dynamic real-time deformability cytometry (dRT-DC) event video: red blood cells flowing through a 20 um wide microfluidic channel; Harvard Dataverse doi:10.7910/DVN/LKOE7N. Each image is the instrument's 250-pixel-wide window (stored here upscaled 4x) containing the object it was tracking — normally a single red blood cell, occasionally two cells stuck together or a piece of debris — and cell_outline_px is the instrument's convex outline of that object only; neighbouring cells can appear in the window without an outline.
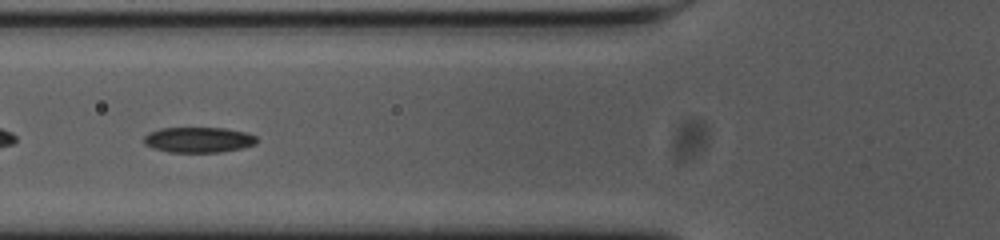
{"species": "common noctule bat (a hibernating species)", "species_latin": "Nyctalus noctula", "temperature_condition": "cold", "stored_images_in_passage": 40, "camera_frame_rate_fps": 3000, "um_per_image_px": 0.085, "animal": {"sex": "female", "body_mass_g": 23.0, "forearm_length_mm": 53.4}, "frame": {"image": 1, "passage_image": 5, "time_ms": 1.333, "image_size_px": [1000, 240], "cell_outline_px": [[256, 144], [240, 148], [220, 152], [168, 152], [144, 144], [144, 136], [148, 132], [160, 128], [224, 128], [244, 132], [256, 136]], "centroid_in_image_um": [16.85, 11.88], "position_along_channel_um": 109.0, "area_um2": 16.59}}
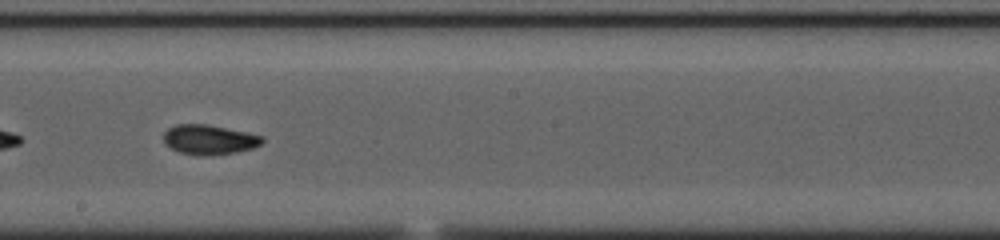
{"frame": {"image": 2, "passage_image": 15, "time_ms": 4.667, "image_size_px": [1000, 240], "cell_outline_px": [[264, 140], [260, 144], [252, 148], [236, 152], [180, 152], [172, 148], [164, 140], [164, 132], [168, 128], [176, 124], [208, 124], [264, 136]], "centroid_in_image_um": [17.81, 11.8], "position_along_channel_um": 230.4, "area_um2": 16.07}}
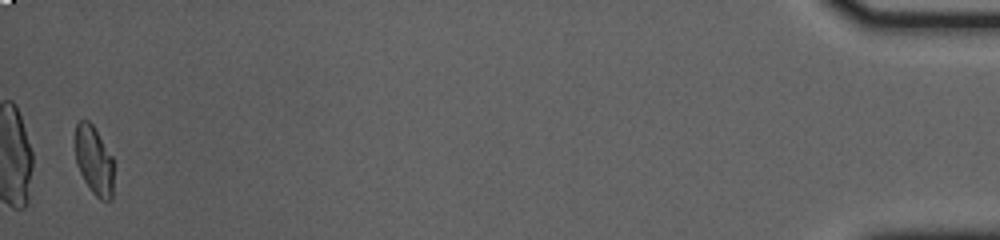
{"frame": {"image": 3, "passage_image": 39, "time_ms": 12.667, "image_size_px": [1000, 240], "cell_outline_px": [[112, 200], [100, 200], [92, 192], [84, 180], [76, 164], [76, 124], [80, 120], [88, 120], [92, 124], [112, 156]], "centroid_in_image_um": [7.98, 13.65], "position_along_channel_um": 427.2, "area_um2": 15.14}, "authors_computed_cell_mechanics": {"area_um2": 16.5597, "velocity_mm_per_s": 3.6487, "shape_relaxation_time_tau1_ms": 6.3636, "shape_relaxation_time_tau2_ms": 1.1995, "deformation_change_tau1": 0.1801, "deformation_change_tau2": 0.0526}}